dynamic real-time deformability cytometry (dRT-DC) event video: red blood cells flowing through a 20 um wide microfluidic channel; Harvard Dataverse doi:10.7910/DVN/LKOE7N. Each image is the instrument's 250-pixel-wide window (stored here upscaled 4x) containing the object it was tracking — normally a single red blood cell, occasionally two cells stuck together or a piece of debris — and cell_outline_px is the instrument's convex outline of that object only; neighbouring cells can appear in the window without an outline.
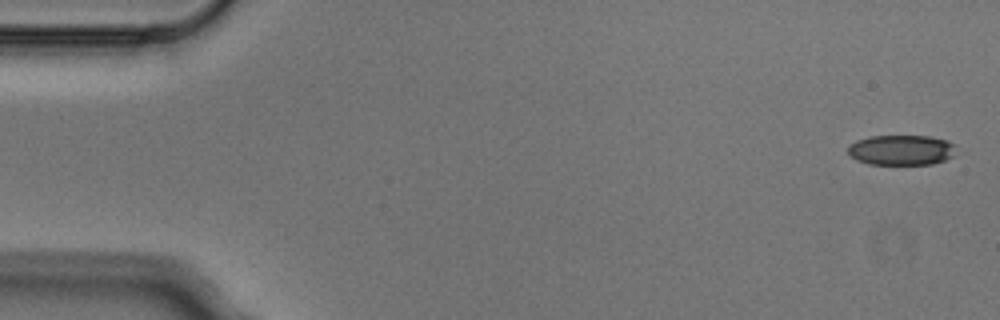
{"species": "Egyptian fruit bat (a non-hibernating species)", "species_latin": "Rousettus aegyptiacus", "temperature_condition": "cold", "stored_images_in_passage": 6, "camera_frame_rate_fps": 3000, "um_per_image_px": 0.085, "animal": {"sex": "male"}, "frame": {"image": 1, "passage_image": 1, "time_ms": 0.0, "image_size_px": [1000, 320], "cell_outline_px": [[952, 156], [944, 160], [932, 164], [868, 164], [856, 160], [848, 152], [848, 148], [856, 140], [872, 136], [932, 136], [948, 140], [952, 144]], "centroid_in_image_um": [76.58, 12.75], "position_along_channel_um": 8.4, "area_um2": 18.79}}
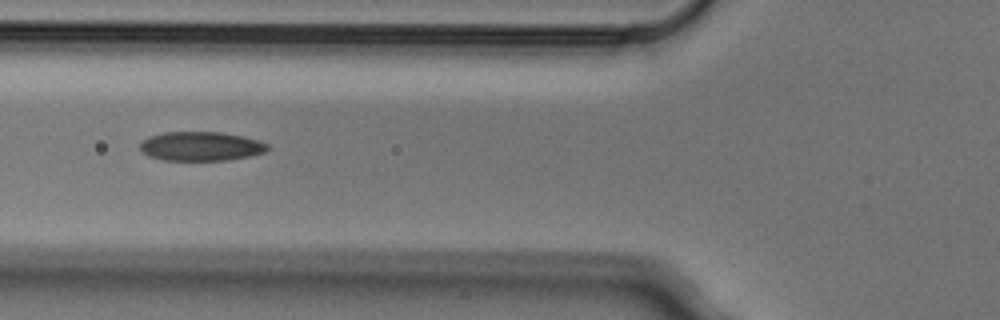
{"frame": {"image": 2, "passage_image": 6, "time_ms": 1.667, "image_size_px": [1000, 320], "cell_outline_px": [[268, 148], [264, 152], [248, 156], [228, 160], [164, 160], [148, 156], [140, 152], [140, 144], [148, 136], [164, 132], [220, 132], [244, 136], [260, 140], [268, 144]], "centroid_in_image_um": [17.06, 12.43], "position_along_channel_um": 108.7, "area_um2": 21.73}}